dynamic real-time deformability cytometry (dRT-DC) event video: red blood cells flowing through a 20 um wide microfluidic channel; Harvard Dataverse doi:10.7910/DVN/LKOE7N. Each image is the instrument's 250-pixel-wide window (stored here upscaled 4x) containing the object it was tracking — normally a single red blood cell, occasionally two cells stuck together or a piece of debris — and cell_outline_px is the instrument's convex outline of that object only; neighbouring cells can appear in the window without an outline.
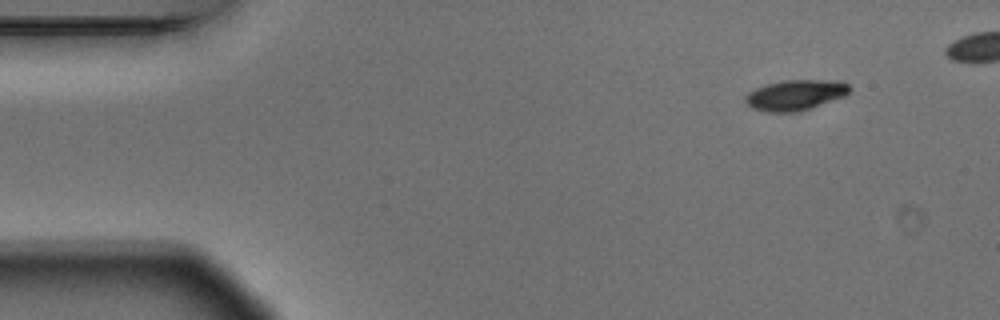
{"species": "Egyptian fruit bat (a non-hibernating species)", "species_latin": "Rousettus aegyptiacus", "temperature_condition": "warm", "stored_images_in_passage": 7, "camera_frame_rate_fps": 3000, "um_per_image_px": 0.085, "animal": {"sex": "male"}, "frame": {"image": 1, "passage_image": 1, "time_ms": 0.0, "image_size_px": [1000, 320], "cell_outline_px": [[852, 88], [844, 96], [796, 112], [768, 112], [752, 108], [744, 100], [744, 96], [748, 92], [756, 88], [768, 84], [784, 80], [840, 80], [848, 84]], "centroid_in_image_um": [67.6, 8.06], "position_along_channel_um": 17.4, "area_um2": 18.32}}
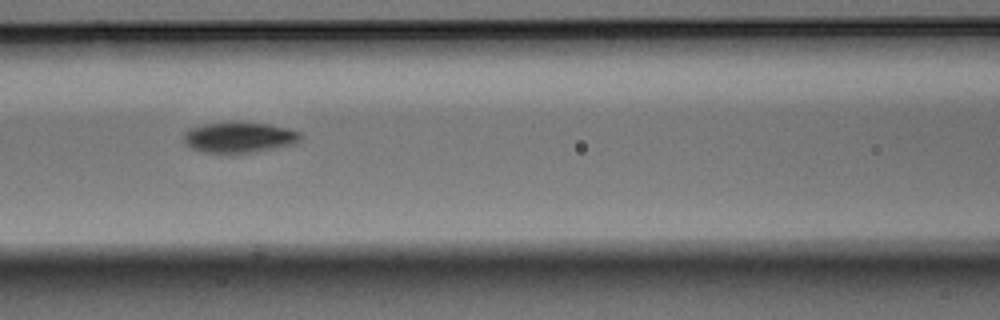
{"frame": {"image": 2, "passage_image": 6, "time_ms": 1.667, "image_size_px": [1000, 320], "cell_outline_px": [[300, 140], [296, 144], [256, 152], [200, 152], [184, 144], [184, 132], [188, 128], [204, 124], [232, 120], [240, 120], [268, 124], [288, 128], [300, 132]], "centroid_in_image_um": [20.32, 11.64], "position_along_channel_um": 146.3, "area_um2": 21.39}}
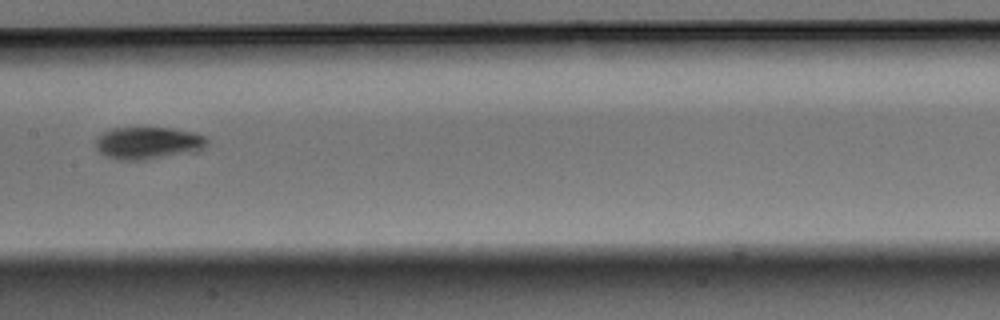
{"frame": {"image": 3, "passage_image": 7, "time_ms": 2.0, "image_size_px": [1000, 320], "cell_outline_px": [[208, 144], [204, 148], [196, 152], [144, 160], [116, 160], [104, 156], [96, 148], [96, 140], [104, 132], [112, 128], [172, 128], [196, 132], [204, 136], [208, 140]], "centroid_in_image_um": [12.63, 12.17], "position_along_channel_um": 194.8, "area_um2": 21.21}}